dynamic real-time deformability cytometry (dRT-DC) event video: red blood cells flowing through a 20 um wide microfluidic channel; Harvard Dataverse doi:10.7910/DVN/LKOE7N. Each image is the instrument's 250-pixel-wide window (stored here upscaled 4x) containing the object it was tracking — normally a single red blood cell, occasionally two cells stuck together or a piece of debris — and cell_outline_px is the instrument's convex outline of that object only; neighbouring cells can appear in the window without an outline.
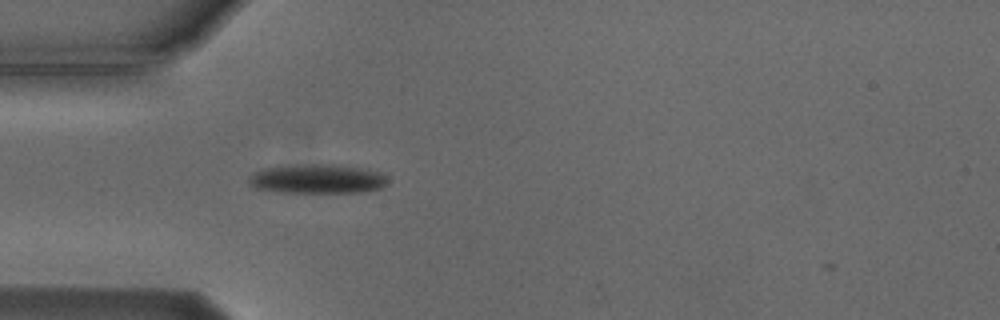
{"species": "Egyptian fruit bat (a non-hibernating species)", "species_latin": "Rousettus aegyptiacus", "temperature_condition": "cold", "stored_images_in_passage": 1, "camera_frame_rate_fps": 3000, "um_per_image_px": 0.085, "animal": {"sex": "male"}, "frame": {"image": 1, "passage_image": 1, "time_ms": 0.0, "image_size_px": [1000, 320], "cell_outline_px": [[388, 184], [380, 188], [360, 192], [276, 192], [256, 188], [248, 184], [248, 176], [252, 172], [268, 168], [312, 164], [332, 164], [380, 172], [388, 180]], "centroid_in_image_um": [26.93, 15.22], "position_along_channel_um": 58.1, "area_um2": 23.35}}